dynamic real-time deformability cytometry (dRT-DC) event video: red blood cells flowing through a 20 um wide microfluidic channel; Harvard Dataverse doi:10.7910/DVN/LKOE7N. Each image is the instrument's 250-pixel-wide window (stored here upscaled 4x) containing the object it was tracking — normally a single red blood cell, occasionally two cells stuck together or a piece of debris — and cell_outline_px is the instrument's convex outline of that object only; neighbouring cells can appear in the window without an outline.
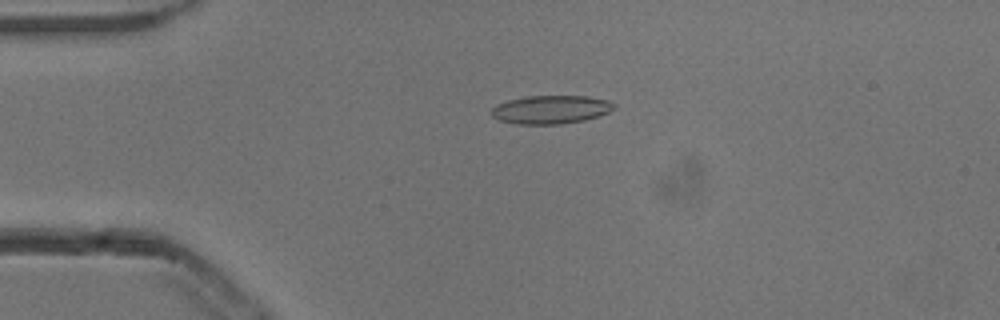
{"species": "common noctule bat (a hibernating species)", "species_latin": "Nyctalus noctula", "temperature_condition": "cold", "stored_images_in_passage": 46, "camera_frame_rate_fps": 3000, "um_per_image_px": 0.085, "animal": {"sex": "male", "body_mass_g": 13.3}, "frame": {"image": 1, "passage_image": 5, "time_ms": 1.333, "image_size_px": [1000, 320], "cell_outline_px": [[616, 108], [600, 116], [584, 120], [560, 124], [516, 124], [500, 120], [492, 116], [492, 108], [496, 104], [508, 100], [524, 96], [588, 96], [608, 100], [616, 104]], "centroid_in_image_um": [46.84, 9.3], "position_along_channel_um": 38.2, "area_um2": 20.4}}
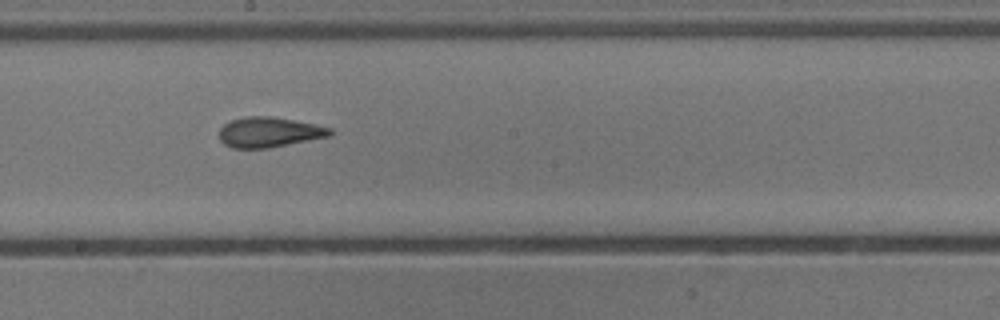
{"frame": {"image": 2, "passage_image": 22, "time_ms": 7.0, "image_size_px": [1000, 320], "cell_outline_px": [[332, 132], [328, 136], [268, 148], [232, 148], [224, 144], [220, 140], [220, 128], [224, 124], [232, 120], [244, 116], [268, 116], [292, 120], [332, 128]], "centroid_in_image_um": [22.82, 11.24], "position_along_channel_um": 225.4, "area_um2": 19.13}}
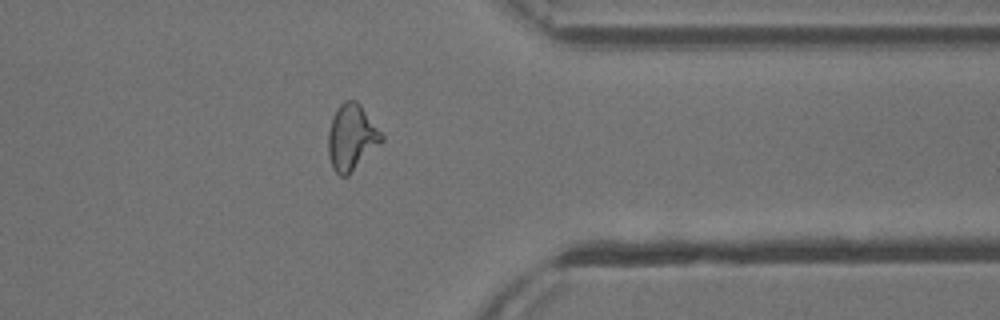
{"frame": {"image": 3, "passage_image": 35, "time_ms": 11.333, "image_size_px": [1000, 320], "cell_outline_px": [[384, 140], [348, 176], [340, 176], [332, 168], [328, 156], [328, 132], [336, 108], [344, 100], [356, 100], [360, 104], [384, 136]], "centroid_in_image_um": [29.87, 11.68], "position_along_channel_um": 381.5, "area_um2": 20.52}, "authors_computed_cell_mechanics": {"area_um2": 19.5942, "velocity_mm_per_s": 3.8457, "shape_relaxation_time_tau1_ms": 5.1063, "shape_relaxation_time_tau2_ms": 1.6596, "deformation_change_tau1": 0.174, "deformation_change_tau2": 0.1004}}